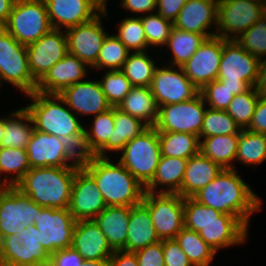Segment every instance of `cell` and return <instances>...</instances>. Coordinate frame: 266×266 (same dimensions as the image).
<instances>
[{
	"instance_id": "cell-64",
	"label": "cell",
	"mask_w": 266,
	"mask_h": 266,
	"mask_svg": "<svg viewBox=\"0 0 266 266\" xmlns=\"http://www.w3.org/2000/svg\"><path fill=\"white\" fill-rule=\"evenodd\" d=\"M262 17L266 19V2L262 5Z\"/></svg>"
},
{
	"instance_id": "cell-48",
	"label": "cell",
	"mask_w": 266,
	"mask_h": 266,
	"mask_svg": "<svg viewBox=\"0 0 266 266\" xmlns=\"http://www.w3.org/2000/svg\"><path fill=\"white\" fill-rule=\"evenodd\" d=\"M99 83L107 102L112 107H117L133 87L128 78L120 70L105 72V76Z\"/></svg>"
},
{
	"instance_id": "cell-23",
	"label": "cell",
	"mask_w": 266,
	"mask_h": 266,
	"mask_svg": "<svg viewBox=\"0 0 266 266\" xmlns=\"http://www.w3.org/2000/svg\"><path fill=\"white\" fill-rule=\"evenodd\" d=\"M85 62L77 56L67 53L37 83L36 92L59 94L66 87L84 81L87 74Z\"/></svg>"
},
{
	"instance_id": "cell-55",
	"label": "cell",
	"mask_w": 266,
	"mask_h": 266,
	"mask_svg": "<svg viewBox=\"0 0 266 266\" xmlns=\"http://www.w3.org/2000/svg\"><path fill=\"white\" fill-rule=\"evenodd\" d=\"M188 0H157L156 9L163 18L174 22Z\"/></svg>"
},
{
	"instance_id": "cell-8",
	"label": "cell",
	"mask_w": 266,
	"mask_h": 266,
	"mask_svg": "<svg viewBox=\"0 0 266 266\" xmlns=\"http://www.w3.org/2000/svg\"><path fill=\"white\" fill-rule=\"evenodd\" d=\"M50 255L42 247L39 230L34 224L19 235L0 238L1 266H48Z\"/></svg>"
},
{
	"instance_id": "cell-45",
	"label": "cell",
	"mask_w": 266,
	"mask_h": 266,
	"mask_svg": "<svg viewBox=\"0 0 266 266\" xmlns=\"http://www.w3.org/2000/svg\"><path fill=\"white\" fill-rule=\"evenodd\" d=\"M129 53L131 52L115 35L107 34L96 63L92 67L93 69L108 68V71L120 70Z\"/></svg>"
},
{
	"instance_id": "cell-29",
	"label": "cell",
	"mask_w": 266,
	"mask_h": 266,
	"mask_svg": "<svg viewBox=\"0 0 266 266\" xmlns=\"http://www.w3.org/2000/svg\"><path fill=\"white\" fill-rule=\"evenodd\" d=\"M198 233L217 252L221 248L245 242L248 228L241 221H212Z\"/></svg>"
},
{
	"instance_id": "cell-19",
	"label": "cell",
	"mask_w": 266,
	"mask_h": 266,
	"mask_svg": "<svg viewBox=\"0 0 266 266\" xmlns=\"http://www.w3.org/2000/svg\"><path fill=\"white\" fill-rule=\"evenodd\" d=\"M107 207L94 179L77 171L72 183L68 210L76 221L92 220Z\"/></svg>"
},
{
	"instance_id": "cell-3",
	"label": "cell",
	"mask_w": 266,
	"mask_h": 266,
	"mask_svg": "<svg viewBox=\"0 0 266 266\" xmlns=\"http://www.w3.org/2000/svg\"><path fill=\"white\" fill-rule=\"evenodd\" d=\"M86 172L94 179L107 206H127L143 201L145 187L118 161L96 156Z\"/></svg>"
},
{
	"instance_id": "cell-28",
	"label": "cell",
	"mask_w": 266,
	"mask_h": 266,
	"mask_svg": "<svg viewBox=\"0 0 266 266\" xmlns=\"http://www.w3.org/2000/svg\"><path fill=\"white\" fill-rule=\"evenodd\" d=\"M129 218L130 207L127 206H107L94 218L113 251L125 248Z\"/></svg>"
},
{
	"instance_id": "cell-12",
	"label": "cell",
	"mask_w": 266,
	"mask_h": 266,
	"mask_svg": "<svg viewBox=\"0 0 266 266\" xmlns=\"http://www.w3.org/2000/svg\"><path fill=\"white\" fill-rule=\"evenodd\" d=\"M199 93L191 100L159 106L155 129L158 132H183L199 136L207 108Z\"/></svg>"
},
{
	"instance_id": "cell-7",
	"label": "cell",
	"mask_w": 266,
	"mask_h": 266,
	"mask_svg": "<svg viewBox=\"0 0 266 266\" xmlns=\"http://www.w3.org/2000/svg\"><path fill=\"white\" fill-rule=\"evenodd\" d=\"M2 27L25 46L36 42L52 29L45 1L16 0Z\"/></svg>"
},
{
	"instance_id": "cell-32",
	"label": "cell",
	"mask_w": 266,
	"mask_h": 266,
	"mask_svg": "<svg viewBox=\"0 0 266 266\" xmlns=\"http://www.w3.org/2000/svg\"><path fill=\"white\" fill-rule=\"evenodd\" d=\"M238 135L200 137V140H203L200 141V152L223 169L234 168L232 161L237 153Z\"/></svg>"
},
{
	"instance_id": "cell-49",
	"label": "cell",
	"mask_w": 266,
	"mask_h": 266,
	"mask_svg": "<svg viewBox=\"0 0 266 266\" xmlns=\"http://www.w3.org/2000/svg\"><path fill=\"white\" fill-rule=\"evenodd\" d=\"M146 34L148 46H164L168 42L173 22L163 18L159 13L140 16Z\"/></svg>"
},
{
	"instance_id": "cell-46",
	"label": "cell",
	"mask_w": 266,
	"mask_h": 266,
	"mask_svg": "<svg viewBox=\"0 0 266 266\" xmlns=\"http://www.w3.org/2000/svg\"><path fill=\"white\" fill-rule=\"evenodd\" d=\"M241 128L226 110L207 108L200 130V137L239 134Z\"/></svg>"
},
{
	"instance_id": "cell-37",
	"label": "cell",
	"mask_w": 266,
	"mask_h": 266,
	"mask_svg": "<svg viewBox=\"0 0 266 266\" xmlns=\"http://www.w3.org/2000/svg\"><path fill=\"white\" fill-rule=\"evenodd\" d=\"M93 128L86 130L89 145L98 157H107L106 151H112V133L114 125V107L95 116Z\"/></svg>"
},
{
	"instance_id": "cell-33",
	"label": "cell",
	"mask_w": 266,
	"mask_h": 266,
	"mask_svg": "<svg viewBox=\"0 0 266 266\" xmlns=\"http://www.w3.org/2000/svg\"><path fill=\"white\" fill-rule=\"evenodd\" d=\"M33 131L34 124L29 112L25 108L14 111L11 113L10 117H5L4 135L1 141V147L26 150Z\"/></svg>"
},
{
	"instance_id": "cell-54",
	"label": "cell",
	"mask_w": 266,
	"mask_h": 266,
	"mask_svg": "<svg viewBox=\"0 0 266 266\" xmlns=\"http://www.w3.org/2000/svg\"><path fill=\"white\" fill-rule=\"evenodd\" d=\"M48 266H84L83 258L72 247L57 250L50 256Z\"/></svg>"
},
{
	"instance_id": "cell-1",
	"label": "cell",
	"mask_w": 266,
	"mask_h": 266,
	"mask_svg": "<svg viewBox=\"0 0 266 266\" xmlns=\"http://www.w3.org/2000/svg\"><path fill=\"white\" fill-rule=\"evenodd\" d=\"M192 198L221 213L236 216L247 228L251 213L258 211L262 202L234 168L222 169Z\"/></svg>"
},
{
	"instance_id": "cell-30",
	"label": "cell",
	"mask_w": 266,
	"mask_h": 266,
	"mask_svg": "<svg viewBox=\"0 0 266 266\" xmlns=\"http://www.w3.org/2000/svg\"><path fill=\"white\" fill-rule=\"evenodd\" d=\"M187 160L169 156H161L155 175L152 181L145 187L146 192L158 193L155 191L157 185L167 187V190H161L159 193H178L181 189L184 178Z\"/></svg>"
},
{
	"instance_id": "cell-57",
	"label": "cell",
	"mask_w": 266,
	"mask_h": 266,
	"mask_svg": "<svg viewBox=\"0 0 266 266\" xmlns=\"http://www.w3.org/2000/svg\"><path fill=\"white\" fill-rule=\"evenodd\" d=\"M122 7L134 13H150L156 9L157 0H122Z\"/></svg>"
},
{
	"instance_id": "cell-16",
	"label": "cell",
	"mask_w": 266,
	"mask_h": 266,
	"mask_svg": "<svg viewBox=\"0 0 266 266\" xmlns=\"http://www.w3.org/2000/svg\"><path fill=\"white\" fill-rule=\"evenodd\" d=\"M26 47L29 70L37 83L68 53L66 33L54 28Z\"/></svg>"
},
{
	"instance_id": "cell-36",
	"label": "cell",
	"mask_w": 266,
	"mask_h": 266,
	"mask_svg": "<svg viewBox=\"0 0 266 266\" xmlns=\"http://www.w3.org/2000/svg\"><path fill=\"white\" fill-rule=\"evenodd\" d=\"M208 37L202 34L172 28L166 46L171 49L172 66L183 67Z\"/></svg>"
},
{
	"instance_id": "cell-56",
	"label": "cell",
	"mask_w": 266,
	"mask_h": 266,
	"mask_svg": "<svg viewBox=\"0 0 266 266\" xmlns=\"http://www.w3.org/2000/svg\"><path fill=\"white\" fill-rule=\"evenodd\" d=\"M247 130L255 133L266 134V97H260Z\"/></svg>"
},
{
	"instance_id": "cell-6",
	"label": "cell",
	"mask_w": 266,
	"mask_h": 266,
	"mask_svg": "<svg viewBox=\"0 0 266 266\" xmlns=\"http://www.w3.org/2000/svg\"><path fill=\"white\" fill-rule=\"evenodd\" d=\"M119 162L146 187L153 179L160 157L158 131L148 126L121 150Z\"/></svg>"
},
{
	"instance_id": "cell-11",
	"label": "cell",
	"mask_w": 266,
	"mask_h": 266,
	"mask_svg": "<svg viewBox=\"0 0 266 266\" xmlns=\"http://www.w3.org/2000/svg\"><path fill=\"white\" fill-rule=\"evenodd\" d=\"M184 201L178 193H144L152 224L160 240L174 239L184 228Z\"/></svg>"
},
{
	"instance_id": "cell-13",
	"label": "cell",
	"mask_w": 266,
	"mask_h": 266,
	"mask_svg": "<svg viewBox=\"0 0 266 266\" xmlns=\"http://www.w3.org/2000/svg\"><path fill=\"white\" fill-rule=\"evenodd\" d=\"M262 17V4L251 0H218L216 37L235 40ZM234 35L233 37L231 35Z\"/></svg>"
},
{
	"instance_id": "cell-50",
	"label": "cell",
	"mask_w": 266,
	"mask_h": 266,
	"mask_svg": "<svg viewBox=\"0 0 266 266\" xmlns=\"http://www.w3.org/2000/svg\"><path fill=\"white\" fill-rule=\"evenodd\" d=\"M235 41L245 51L262 60L266 55V19L261 17L251 28L237 37Z\"/></svg>"
},
{
	"instance_id": "cell-25",
	"label": "cell",
	"mask_w": 266,
	"mask_h": 266,
	"mask_svg": "<svg viewBox=\"0 0 266 266\" xmlns=\"http://www.w3.org/2000/svg\"><path fill=\"white\" fill-rule=\"evenodd\" d=\"M26 151L30 168L65 167L64 147L55 135L34 129Z\"/></svg>"
},
{
	"instance_id": "cell-41",
	"label": "cell",
	"mask_w": 266,
	"mask_h": 266,
	"mask_svg": "<svg viewBox=\"0 0 266 266\" xmlns=\"http://www.w3.org/2000/svg\"><path fill=\"white\" fill-rule=\"evenodd\" d=\"M235 160L246 165H258L266 160V134L241 130Z\"/></svg>"
},
{
	"instance_id": "cell-65",
	"label": "cell",
	"mask_w": 266,
	"mask_h": 266,
	"mask_svg": "<svg viewBox=\"0 0 266 266\" xmlns=\"http://www.w3.org/2000/svg\"><path fill=\"white\" fill-rule=\"evenodd\" d=\"M251 1L258 2V3L262 4V5L266 2V0H251Z\"/></svg>"
},
{
	"instance_id": "cell-27",
	"label": "cell",
	"mask_w": 266,
	"mask_h": 266,
	"mask_svg": "<svg viewBox=\"0 0 266 266\" xmlns=\"http://www.w3.org/2000/svg\"><path fill=\"white\" fill-rule=\"evenodd\" d=\"M222 167L201 152L187 160V166L178 192L183 198L192 197L222 171Z\"/></svg>"
},
{
	"instance_id": "cell-52",
	"label": "cell",
	"mask_w": 266,
	"mask_h": 266,
	"mask_svg": "<svg viewBox=\"0 0 266 266\" xmlns=\"http://www.w3.org/2000/svg\"><path fill=\"white\" fill-rule=\"evenodd\" d=\"M165 266H193L175 239L163 240Z\"/></svg>"
},
{
	"instance_id": "cell-24",
	"label": "cell",
	"mask_w": 266,
	"mask_h": 266,
	"mask_svg": "<svg viewBox=\"0 0 266 266\" xmlns=\"http://www.w3.org/2000/svg\"><path fill=\"white\" fill-rule=\"evenodd\" d=\"M217 8L218 0H188L173 25L176 29L214 37L215 33L206 30L216 25Z\"/></svg>"
},
{
	"instance_id": "cell-38",
	"label": "cell",
	"mask_w": 266,
	"mask_h": 266,
	"mask_svg": "<svg viewBox=\"0 0 266 266\" xmlns=\"http://www.w3.org/2000/svg\"><path fill=\"white\" fill-rule=\"evenodd\" d=\"M212 221H240L236 216L221 213L207 207L192 197H186L184 201V227L199 232L207 223Z\"/></svg>"
},
{
	"instance_id": "cell-20",
	"label": "cell",
	"mask_w": 266,
	"mask_h": 266,
	"mask_svg": "<svg viewBox=\"0 0 266 266\" xmlns=\"http://www.w3.org/2000/svg\"><path fill=\"white\" fill-rule=\"evenodd\" d=\"M59 96L61 103L76 112L78 116L98 115L112 106L107 102L99 81L84 80L63 89Z\"/></svg>"
},
{
	"instance_id": "cell-10",
	"label": "cell",
	"mask_w": 266,
	"mask_h": 266,
	"mask_svg": "<svg viewBox=\"0 0 266 266\" xmlns=\"http://www.w3.org/2000/svg\"><path fill=\"white\" fill-rule=\"evenodd\" d=\"M39 205L16 186H0V238L20 234L34 224Z\"/></svg>"
},
{
	"instance_id": "cell-35",
	"label": "cell",
	"mask_w": 266,
	"mask_h": 266,
	"mask_svg": "<svg viewBox=\"0 0 266 266\" xmlns=\"http://www.w3.org/2000/svg\"><path fill=\"white\" fill-rule=\"evenodd\" d=\"M161 156L189 159L200 152V138L183 132H158Z\"/></svg>"
},
{
	"instance_id": "cell-14",
	"label": "cell",
	"mask_w": 266,
	"mask_h": 266,
	"mask_svg": "<svg viewBox=\"0 0 266 266\" xmlns=\"http://www.w3.org/2000/svg\"><path fill=\"white\" fill-rule=\"evenodd\" d=\"M76 220L68 209L41 207L34 226L39 230L42 247L51 256L57 250L70 248Z\"/></svg>"
},
{
	"instance_id": "cell-5",
	"label": "cell",
	"mask_w": 266,
	"mask_h": 266,
	"mask_svg": "<svg viewBox=\"0 0 266 266\" xmlns=\"http://www.w3.org/2000/svg\"><path fill=\"white\" fill-rule=\"evenodd\" d=\"M260 60L245 51L235 40L223 39V52L217 79L235 96L259 80Z\"/></svg>"
},
{
	"instance_id": "cell-63",
	"label": "cell",
	"mask_w": 266,
	"mask_h": 266,
	"mask_svg": "<svg viewBox=\"0 0 266 266\" xmlns=\"http://www.w3.org/2000/svg\"><path fill=\"white\" fill-rule=\"evenodd\" d=\"M102 10L106 9L107 0H93Z\"/></svg>"
},
{
	"instance_id": "cell-39",
	"label": "cell",
	"mask_w": 266,
	"mask_h": 266,
	"mask_svg": "<svg viewBox=\"0 0 266 266\" xmlns=\"http://www.w3.org/2000/svg\"><path fill=\"white\" fill-rule=\"evenodd\" d=\"M174 239L193 266H210L216 251L200 237L198 232L184 227Z\"/></svg>"
},
{
	"instance_id": "cell-62",
	"label": "cell",
	"mask_w": 266,
	"mask_h": 266,
	"mask_svg": "<svg viewBox=\"0 0 266 266\" xmlns=\"http://www.w3.org/2000/svg\"><path fill=\"white\" fill-rule=\"evenodd\" d=\"M4 126H5V118L1 117L0 119V147H1V141L4 135Z\"/></svg>"
},
{
	"instance_id": "cell-31",
	"label": "cell",
	"mask_w": 266,
	"mask_h": 266,
	"mask_svg": "<svg viewBox=\"0 0 266 266\" xmlns=\"http://www.w3.org/2000/svg\"><path fill=\"white\" fill-rule=\"evenodd\" d=\"M117 108L140 119L147 126H155L157 122L159 107L150 87H132Z\"/></svg>"
},
{
	"instance_id": "cell-26",
	"label": "cell",
	"mask_w": 266,
	"mask_h": 266,
	"mask_svg": "<svg viewBox=\"0 0 266 266\" xmlns=\"http://www.w3.org/2000/svg\"><path fill=\"white\" fill-rule=\"evenodd\" d=\"M159 241L148 206L142 201L130 207L126 245L122 251L134 253Z\"/></svg>"
},
{
	"instance_id": "cell-17",
	"label": "cell",
	"mask_w": 266,
	"mask_h": 266,
	"mask_svg": "<svg viewBox=\"0 0 266 266\" xmlns=\"http://www.w3.org/2000/svg\"><path fill=\"white\" fill-rule=\"evenodd\" d=\"M100 15L107 16V10L104 9L89 22L64 31L67 37L68 53L77 56L91 67L96 63L102 43L107 36Z\"/></svg>"
},
{
	"instance_id": "cell-22",
	"label": "cell",
	"mask_w": 266,
	"mask_h": 266,
	"mask_svg": "<svg viewBox=\"0 0 266 266\" xmlns=\"http://www.w3.org/2000/svg\"><path fill=\"white\" fill-rule=\"evenodd\" d=\"M71 247L78 252L84 261L109 260L114 253L106 236L94 219L76 222Z\"/></svg>"
},
{
	"instance_id": "cell-60",
	"label": "cell",
	"mask_w": 266,
	"mask_h": 266,
	"mask_svg": "<svg viewBox=\"0 0 266 266\" xmlns=\"http://www.w3.org/2000/svg\"><path fill=\"white\" fill-rule=\"evenodd\" d=\"M16 0H0V26L8 19Z\"/></svg>"
},
{
	"instance_id": "cell-61",
	"label": "cell",
	"mask_w": 266,
	"mask_h": 266,
	"mask_svg": "<svg viewBox=\"0 0 266 266\" xmlns=\"http://www.w3.org/2000/svg\"><path fill=\"white\" fill-rule=\"evenodd\" d=\"M84 266H110L109 260H85Z\"/></svg>"
},
{
	"instance_id": "cell-2",
	"label": "cell",
	"mask_w": 266,
	"mask_h": 266,
	"mask_svg": "<svg viewBox=\"0 0 266 266\" xmlns=\"http://www.w3.org/2000/svg\"><path fill=\"white\" fill-rule=\"evenodd\" d=\"M76 172L68 167L30 168L16 187L41 207L68 209Z\"/></svg>"
},
{
	"instance_id": "cell-34",
	"label": "cell",
	"mask_w": 266,
	"mask_h": 266,
	"mask_svg": "<svg viewBox=\"0 0 266 266\" xmlns=\"http://www.w3.org/2000/svg\"><path fill=\"white\" fill-rule=\"evenodd\" d=\"M57 138L64 147L65 167L86 171L96 157L89 145L86 129L75 135L57 136ZM69 160L72 163L68 164Z\"/></svg>"
},
{
	"instance_id": "cell-43",
	"label": "cell",
	"mask_w": 266,
	"mask_h": 266,
	"mask_svg": "<svg viewBox=\"0 0 266 266\" xmlns=\"http://www.w3.org/2000/svg\"><path fill=\"white\" fill-rule=\"evenodd\" d=\"M114 125L112 151H121L129 141L148 127L140 119L123 112L117 107H114Z\"/></svg>"
},
{
	"instance_id": "cell-9",
	"label": "cell",
	"mask_w": 266,
	"mask_h": 266,
	"mask_svg": "<svg viewBox=\"0 0 266 266\" xmlns=\"http://www.w3.org/2000/svg\"><path fill=\"white\" fill-rule=\"evenodd\" d=\"M6 81L24 92L32 94L37 87L29 66L27 47L19 43L0 26V86Z\"/></svg>"
},
{
	"instance_id": "cell-18",
	"label": "cell",
	"mask_w": 266,
	"mask_h": 266,
	"mask_svg": "<svg viewBox=\"0 0 266 266\" xmlns=\"http://www.w3.org/2000/svg\"><path fill=\"white\" fill-rule=\"evenodd\" d=\"M223 52V38H207L182 67L185 75L200 90L217 79Z\"/></svg>"
},
{
	"instance_id": "cell-53",
	"label": "cell",
	"mask_w": 266,
	"mask_h": 266,
	"mask_svg": "<svg viewBox=\"0 0 266 266\" xmlns=\"http://www.w3.org/2000/svg\"><path fill=\"white\" fill-rule=\"evenodd\" d=\"M138 266H165L163 240L134 252Z\"/></svg>"
},
{
	"instance_id": "cell-15",
	"label": "cell",
	"mask_w": 266,
	"mask_h": 266,
	"mask_svg": "<svg viewBox=\"0 0 266 266\" xmlns=\"http://www.w3.org/2000/svg\"><path fill=\"white\" fill-rule=\"evenodd\" d=\"M155 68L150 90L159 106L185 102L196 97L200 90L185 75L182 67Z\"/></svg>"
},
{
	"instance_id": "cell-40",
	"label": "cell",
	"mask_w": 266,
	"mask_h": 266,
	"mask_svg": "<svg viewBox=\"0 0 266 266\" xmlns=\"http://www.w3.org/2000/svg\"><path fill=\"white\" fill-rule=\"evenodd\" d=\"M156 65L147 52H131L120 71L133 87H150Z\"/></svg>"
},
{
	"instance_id": "cell-4",
	"label": "cell",
	"mask_w": 266,
	"mask_h": 266,
	"mask_svg": "<svg viewBox=\"0 0 266 266\" xmlns=\"http://www.w3.org/2000/svg\"><path fill=\"white\" fill-rule=\"evenodd\" d=\"M33 101L25 109L32 117L34 129L55 136L75 135L85 128L77 115L63 106L59 94H45L34 91L27 95ZM71 110V111H70Z\"/></svg>"
},
{
	"instance_id": "cell-59",
	"label": "cell",
	"mask_w": 266,
	"mask_h": 266,
	"mask_svg": "<svg viewBox=\"0 0 266 266\" xmlns=\"http://www.w3.org/2000/svg\"><path fill=\"white\" fill-rule=\"evenodd\" d=\"M256 87L261 97H266V59L260 60L259 80Z\"/></svg>"
},
{
	"instance_id": "cell-58",
	"label": "cell",
	"mask_w": 266,
	"mask_h": 266,
	"mask_svg": "<svg viewBox=\"0 0 266 266\" xmlns=\"http://www.w3.org/2000/svg\"><path fill=\"white\" fill-rule=\"evenodd\" d=\"M109 264L110 266H138L135 253L126 251H114Z\"/></svg>"
},
{
	"instance_id": "cell-44",
	"label": "cell",
	"mask_w": 266,
	"mask_h": 266,
	"mask_svg": "<svg viewBox=\"0 0 266 266\" xmlns=\"http://www.w3.org/2000/svg\"><path fill=\"white\" fill-rule=\"evenodd\" d=\"M260 97L257 87H250L244 93L235 95L230 102L226 112L235 120L241 130L249 127Z\"/></svg>"
},
{
	"instance_id": "cell-47",
	"label": "cell",
	"mask_w": 266,
	"mask_h": 266,
	"mask_svg": "<svg viewBox=\"0 0 266 266\" xmlns=\"http://www.w3.org/2000/svg\"><path fill=\"white\" fill-rule=\"evenodd\" d=\"M127 49L134 52H144L148 47L146 34L142 26L141 18L126 17L120 22L118 35H115Z\"/></svg>"
},
{
	"instance_id": "cell-42",
	"label": "cell",
	"mask_w": 266,
	"mask_h": 266,
	"mask_svg": "<svg viewBox=\"0 0 266 266\" xmlns=\"http://www.w3.org/2000/svg\"><path fill=\"white\" fill-rule=\"evenodd\" d=\"M29 170L30 164L25 149L0 147V174L11 173L13 177L9 181V177L5 176V181H1L0 186H16Z\"/></svg>"
},
{
	"instance_id": "cell-21",
	"label": "cell",
	"mask_w": 266,
	"mask_h": 266,
	"mask_svg": "<svg viewBox=\"0 0 266 266\" xmlns=\"http://www.w3.org/2000/svg\"><path fill=\"white\" fill-rule=\"evenodd\" d=\"M44 1L52 28L59 30L89 22L103 11L93 0Z\"/></svg>"
},
{
	"instance_id": "cell-51",
	"label": "cell",
	"mask_w": 266,
	"mask_h": 266,
	"mask_svg": "<svg viewBox=\"0 0 266 266\" xmlns=\"http://www.w3.org/2000/svg\"><path fill=\"white\" fill-rule=\"evenodd\" d=\"M200 94L209 108L215 110H227L234 97L232 91L218 79L205 84L200 89Z\"/></svg>"
}]
</instances>
